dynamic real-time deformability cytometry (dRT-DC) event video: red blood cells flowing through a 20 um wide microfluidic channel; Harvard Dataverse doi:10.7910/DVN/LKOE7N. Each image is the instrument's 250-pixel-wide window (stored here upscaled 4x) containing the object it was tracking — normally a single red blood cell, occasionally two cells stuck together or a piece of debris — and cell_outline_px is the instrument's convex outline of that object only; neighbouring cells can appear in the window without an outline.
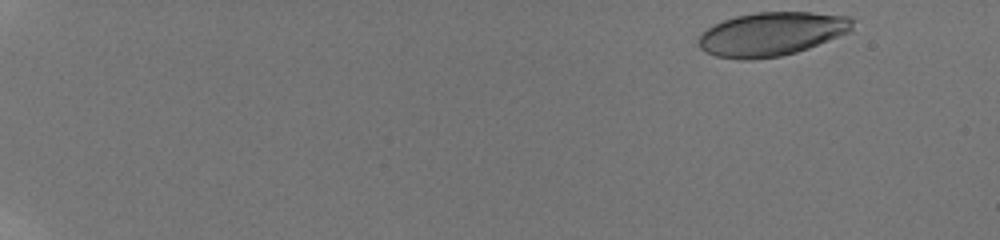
{"species": "human", "species_latin": "Homo sapiens", "temperature_condition": "room temperature", "stored_images_in_passage": 11, "camera_frame_rate_fps": 3000, "um_per_image_px": 0.085, "donor": {"sex": "male"}, "frame": {"image": 1, "passage_image": 1, "time_ms": 0.0, "image_size_px": [1000, 240], "cell_outline_px": [[852, 32], [808, 48], [796, 52], [780, 56], [752, 60], [740, 60], [716, 56], [704, 52], [700, 48], [696, 40], [700, 32], [724, 20], [736, 16], [756, 12], [812, 12], [848, 16], [852, 20]], "centroid_in_image_um": [65.56, 2.9], "position_along_channel_um": 19.4, "area_um2": 39.54}}
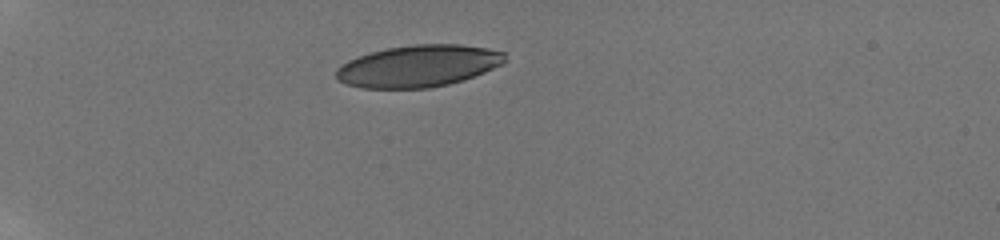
{"frame": {"image": 2, "passage_image": 6, "time_ms": 1.667, "image_size_px": [1000, 240], "cell_outline_px": [[504, 64], [464, 80], [448, 84], [428, 88], [360, 88], [348, 84], [340, 80], [336, 76], [336, 68], [340, 64], [348, 60], [372, 52], [388, 48], [416, 44], [460, 44], [488, 48], [504, 52]], "centroid_in_image_um": [35.57, 5.61], "position_along_channel_um": 49.4, "area_um2": 41.04}}
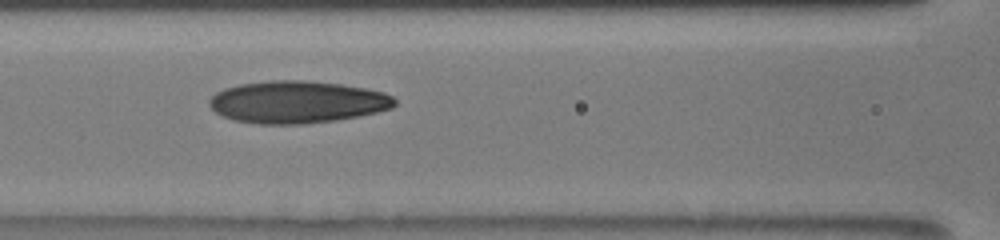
{"frame": {"image": 3, "passage_image": 10, "time_ms": 3.0, "image_size_px": [1000, 240], "cell_outline_px": [[396, 104], [392, 108], [360, 116], [336, 120], [304, 124], [260, 124], [236, 120], [224, 116], [216, 112], [208, 104], [208, 100], [216, 92], [224, 88], [240, 84], [272, 80], [308, 80], [340, 84], [364, 88], [384, 92], [392, 96], [396, 100]], "centroid_in_image_um": [25.27, 8.67], "position_along_channel_um": 141.3, "area_um2": 45.66}}